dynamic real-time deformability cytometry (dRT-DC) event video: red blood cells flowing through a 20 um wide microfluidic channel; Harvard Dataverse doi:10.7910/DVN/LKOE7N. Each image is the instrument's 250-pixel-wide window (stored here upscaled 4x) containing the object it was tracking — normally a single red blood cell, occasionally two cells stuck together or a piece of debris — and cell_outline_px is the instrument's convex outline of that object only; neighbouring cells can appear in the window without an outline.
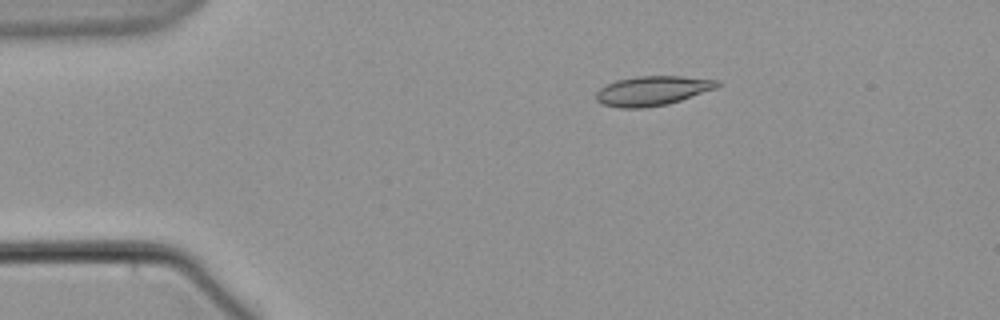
{"species": "common noctule bat (a hibernating species)", "species_latin": "Nyctalus noctula", "temperature_condition": "warm", "stored_images_in_passage": 3, "camera_frame_rate_fps": 3000, "um_per_image_px": 0.085, "animal": {"sex": "male", "body_mass_g": 21.5, "forearm_length_mm": 52.0}, "frame": {"image": 1, "passage_image": 2, "time_ms": 1.333, "image_size_px": [1000, 320], "cell_outline_px": [[724, 84], [716, 88], [668, 104], [644, 108], [620, 108], [604, 104], [596, 100], [596, 92], [600, 88], [616, 80], [636, 76], [684, 76], [720, 80]], "centroid_in_image_um": [55.49, 7.7], "position_along_channel_um": 29.5, "area_um2": 20.92}}